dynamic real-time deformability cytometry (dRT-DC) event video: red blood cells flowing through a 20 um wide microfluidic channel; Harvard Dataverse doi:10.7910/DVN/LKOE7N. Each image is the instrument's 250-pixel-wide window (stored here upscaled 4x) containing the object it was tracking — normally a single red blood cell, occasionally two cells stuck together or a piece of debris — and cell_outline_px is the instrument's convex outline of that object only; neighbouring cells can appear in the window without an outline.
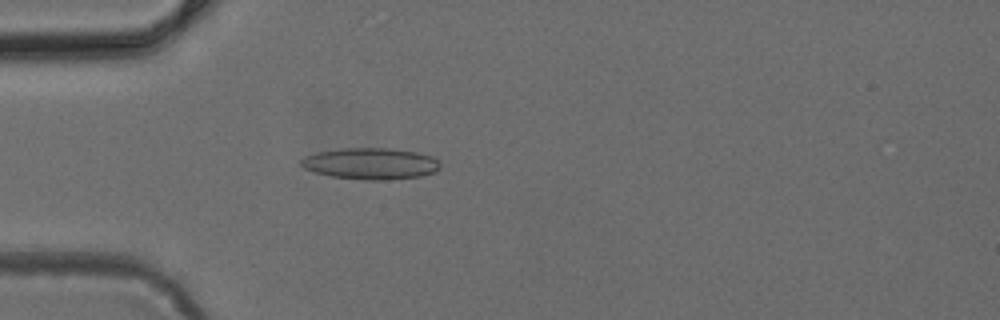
{"species": "common noctule bat (a hibernating species)", "species_latin": "Nyctalus noctula", "temperature_condition": "cold", "stored_images_in_passage": 39, "camera_frame_rate_fps": 3000, "um_per_image_px": 0.085, "animal": {"sex": "female", "body_mass_g": 24.6, "forearm_length_mm": 56.2}, "frame": {"image": 1, "passage_image": 5, "time_ms": 1.333, "image_size_px": [1000, 320], "cell_outline_px": [[440, 168], [436, 172], [420, 176], [384, 180], [368, 180], [332, 176], [316, 172], [304, 168], [300, 164], [300, 160], [304, 156], [316, 152], [340, 148], [388, 148], [416, 152], [432, 156], [440, 164]], "centroid_in_image_um": [31.5, 13.9], "position_along_channel_um": 53.5, "area_um2": 25.43}}
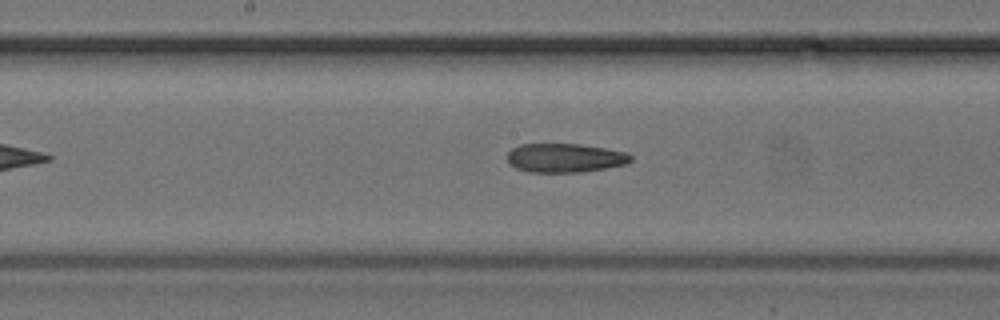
{"frame": {"image": 2, "passage_image": 16, "time_ms": 5.0, "image_size_px": [1000, 320], "cell_outline_px": [[632, 160], [628, 164], [580, 172], [528, 172], [516, 168], [508, 160], [508, 152], [512, 148], [520, 144], [580, 144], [628, 152], [632, 156]], "centroid_in_image_um": [48.05, 13.42], "position_along_channel_um": 200.2, "area_um2": 20.81}}
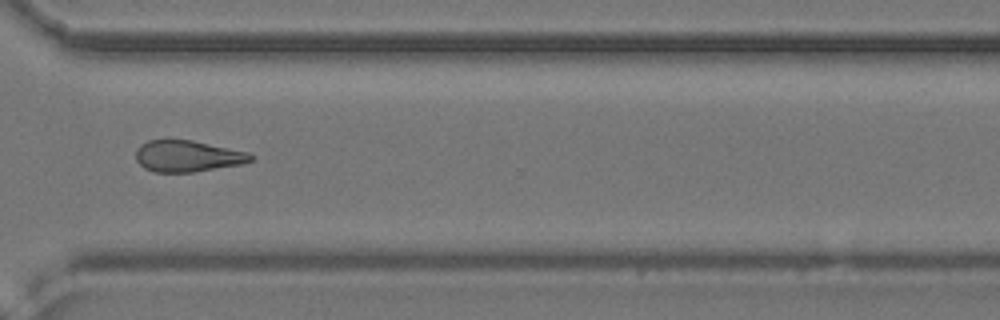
{"frame": {"image": 3, "passage_image": 27, "time_ms": 8.667, "image_size_px": [1000, 320], "cell_outline_px": [[256, 156], [252, 160], [244, 164], [192, 172], [156, 172], [144, 168], [136, 160], [136, 148], [140, 144], [148, 140], [168, 136], [192, 140], [248, 152]], "centroid_in_image_um": [15.91, 13.23], "position_along_channel_um": 354.7, "area_um2": 21.73}}